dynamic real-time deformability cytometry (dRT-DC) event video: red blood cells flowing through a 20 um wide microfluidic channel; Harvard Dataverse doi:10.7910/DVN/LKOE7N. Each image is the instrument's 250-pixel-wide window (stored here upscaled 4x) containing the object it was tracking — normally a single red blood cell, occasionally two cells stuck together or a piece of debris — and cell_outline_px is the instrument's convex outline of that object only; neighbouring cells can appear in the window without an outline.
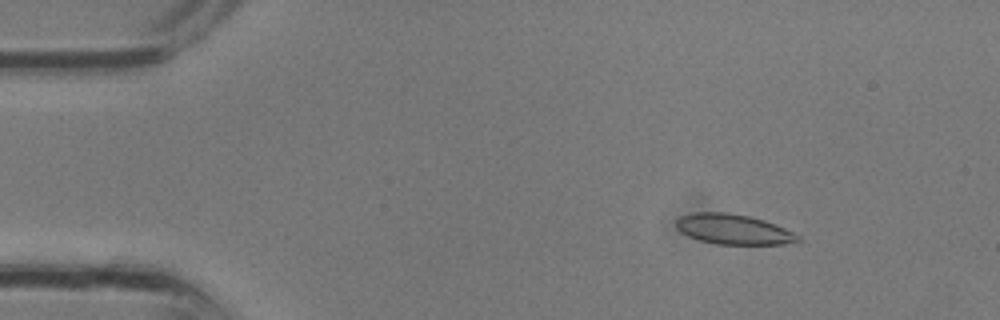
{"species": "common noctule bat (a hibernating species)", "species_latin": "Nyctalus noctula", "temperature_condition": "room temperature", "stored_images_in_passage": 2, "camera_frame_rate_fps": 3000, "um_per_image_px": 0.085, "animal": {"sex": "male", "body_mass_g": 13.3}, "frame": {"image": 1, "passage_image": 1, "time_ms": 0.0, "image_size_px": [1000, 320], "cell_outline_px": [[800, 240], [784, 244], [716, 244], [700, 240], [688, 236], [680, 232], [676, 228], [676, 220], [680, 216], [692, 212], [724, 212], [748, 216], [764, 220], [776, 224], [800, 236]], "centroid_in_image_um": [62.3, 19.48], "position_along_channel_um": 22.7, "area_um2": 21.33}}